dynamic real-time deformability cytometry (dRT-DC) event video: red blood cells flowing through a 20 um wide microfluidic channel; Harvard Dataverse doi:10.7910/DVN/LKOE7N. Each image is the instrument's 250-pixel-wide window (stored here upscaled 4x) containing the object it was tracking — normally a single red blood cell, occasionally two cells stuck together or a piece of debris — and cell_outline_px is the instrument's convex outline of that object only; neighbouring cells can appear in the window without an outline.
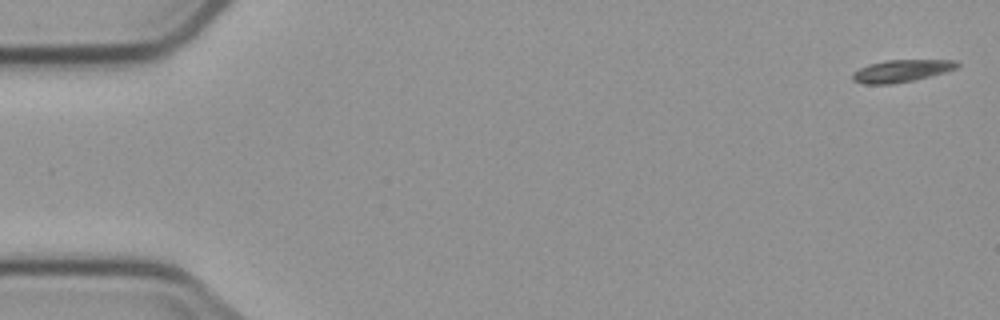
{"species": "common noctule bat (a hibernating species)", "species_latin": "Nyctalus noctula", "temperature_condition": "cold", "stored_images_in_passage": 5, "camera_frame_rate_fps": 3000, "um_per_image_px": 0.085, "animal": {"sex": "male", "body_mass_g": 23.1, "forearm_length_mm": 52.7}, "frame": {"image": 1, "passage_image": 1, "time_ms": 0.0, "image_size_px": [1000, 320], "cell_outline_px": [[960, 64], [956, 68], [944, 72], [912, 80], [892, 84], [864, 84], [852, 80], [852, 72], [868, 64], [888, 60], [956, 60]], "centroid_in_image_um": [76.58, 6.02], "position_along_channel_um": 8.4, "area_um2": 13.41}}
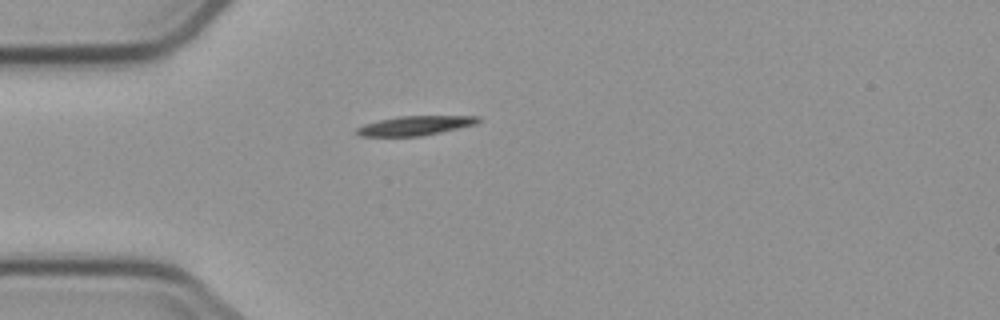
{"frame": {"image": 2, "passage_image": 5, "time_ms": 4.667, "image_size_px": [1000, 320], "cell_outline_px": [[480, 120], [476, 124], [440, 132], [420, 136], [360, 136], [356, 132], [356, 128], [364, 124], [380, 120], [400, 116], [480, 116]], "centroid_in_image_um": [35.28, 10.67], "position_along_channel_um": 49.7, "area_um2": 13.53}}